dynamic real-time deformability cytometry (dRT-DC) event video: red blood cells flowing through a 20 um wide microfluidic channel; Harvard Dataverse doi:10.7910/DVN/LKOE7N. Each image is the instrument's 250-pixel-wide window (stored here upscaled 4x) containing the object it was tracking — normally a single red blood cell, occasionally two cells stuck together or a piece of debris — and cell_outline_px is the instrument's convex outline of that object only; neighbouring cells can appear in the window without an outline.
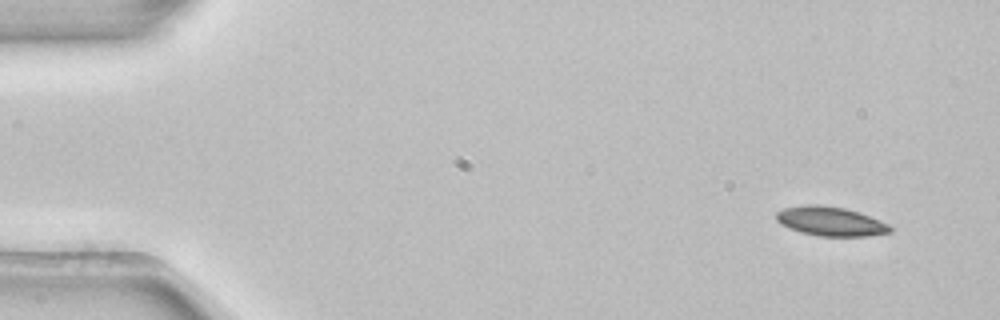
{"species": "common noctule bat (a hibernating species)", "species_latin": "Nyctalus noctula", "temperature_condition": "room temperature", "stored_images_in_passage": 3, "camera_frame_rate_fps": 3000, "um_per_image_px": 0.085, "animal": {"sex": "female", "body_mass_g": 22.7, "forearm_length_mm": 54.2}, "frame": {"image": 1, "passage_image": 1, "time_ms": 0.0, "image_size_px": [1000, 320], "cell_outline_px": [[892, 232], [868, 236], [820, 236], [800, 232], [788, 228], [780, 224], [776, 220], [776, 212], [784, 208], [804, 204], [816, 204], [844, 208], [860, 212], [880, 220], [888, 224], [892, 228]], "centroid_in_image_um": [70.58, 18.81], "position_along_channel_um": 14.4, "area_um2": 19.54}}